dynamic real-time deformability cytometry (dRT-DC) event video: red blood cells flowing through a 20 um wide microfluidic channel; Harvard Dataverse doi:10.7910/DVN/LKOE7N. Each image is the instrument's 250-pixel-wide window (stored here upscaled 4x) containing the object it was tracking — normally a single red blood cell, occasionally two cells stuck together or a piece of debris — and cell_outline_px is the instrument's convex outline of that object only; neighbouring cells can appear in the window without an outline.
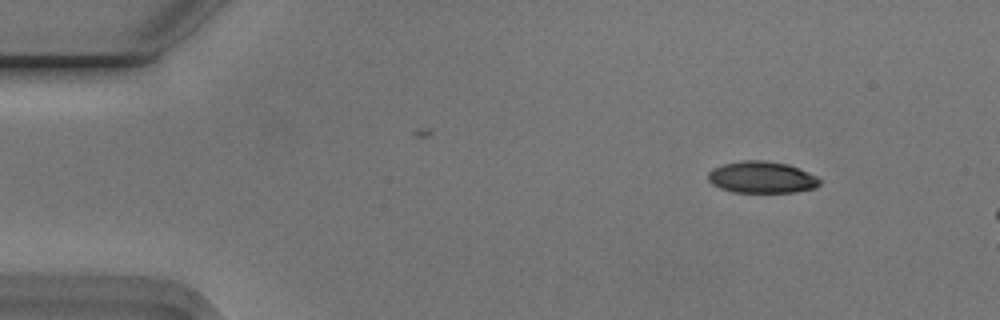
{"species": "Egyptian fruit bat (a non-hibernating species)", "species_latin": "Rousettus aegyptiacus", "temperature_condition": "cold", "stored_images_in_passage": 52, "camera_frame_rate_fps": 3000, "um_per_image_px": 0.085, "animal": {"sex": "male"}, "frame": {"image": 1, "passage_image": 6, "time_ms": 1.667, "image_size_px": [1000, 320], "cell_outline_px": [[820, 184], [816, 188], [796, 192], [732, 192], [720, 188], [712, 184], [708, 180], [708, 172], [712, 168], [724, 164], [740, 160], [764, 160], [788, 164], [800, 168], [816, 176], [820, 180]], "centroid_in_image_um": [64.75, 15.06], "position_along_channel_um": 20.3, "area_um2": 20.81}}
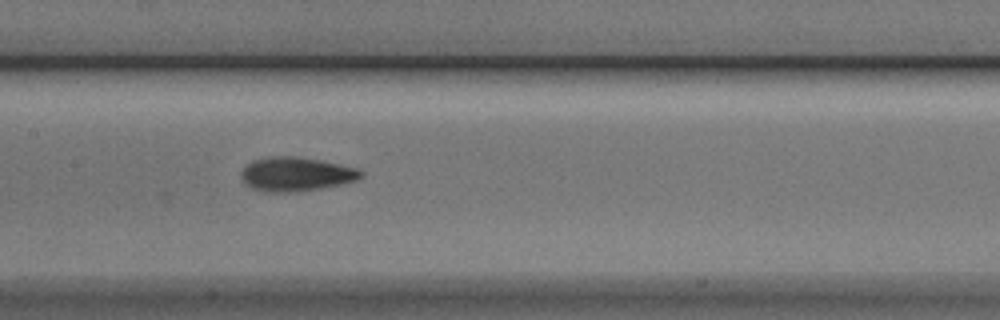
{"frame": {"image": 2, "passage_image": 26, "time_ms": 8.333, "image_size_px": [1000, 320], "cell_outline_px": [[364, 176], [356, 180], [344, 184], [296, 192], [264, 192], [252, 188], [244, 184], [240, 176], [240, 172], [252, 160], [268, 156], [296, 156], [320, 160], [340, 164], [356, 168], [364, 172]], "centroid_in_image_um": [25.15, 14.8], "position_along_channel_um": 182.2, "area_um2": 24.04}}
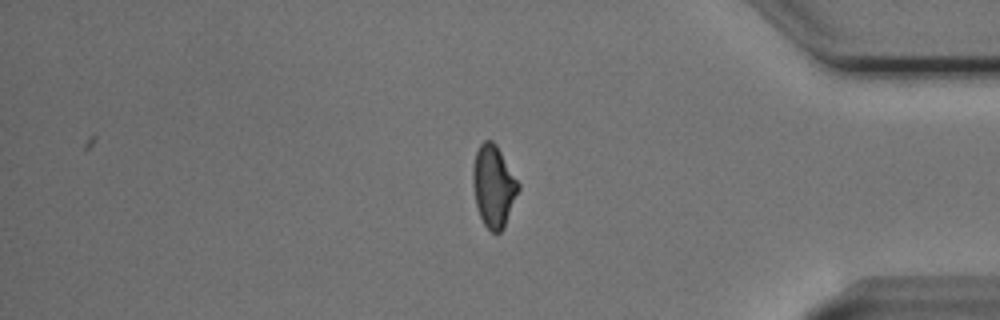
{"frame": {"image": 3, "passage_image": 45, "time_ms": 14.667, "image_size_px": [1000, 320], "cell_outline_px": [[520, 188], [504, 228], [496, 236], [484, 224], [480, 216], [476, 204], [472, 184], [472, 168], [476, 152], [480, 144], [484, 140], [492, 140], [496, 144], [520, 184]], "centroid_in_image_um": [41.95, 15.84], "position_along_channel_um": 393.2, "area_um2": 21.79}}